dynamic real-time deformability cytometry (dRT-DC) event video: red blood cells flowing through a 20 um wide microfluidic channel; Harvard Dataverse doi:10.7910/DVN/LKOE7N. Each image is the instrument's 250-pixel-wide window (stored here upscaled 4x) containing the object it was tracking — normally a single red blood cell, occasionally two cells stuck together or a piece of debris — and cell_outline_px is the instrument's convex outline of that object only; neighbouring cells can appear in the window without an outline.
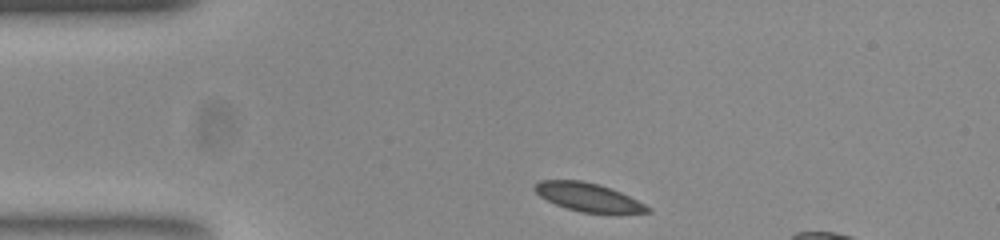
{"species": "common noctule bat (a hibernating species)", "species_latin": "Nyctalus noctula", "temperature_condition": "room temperature", "stored_images_in_passage": 36, "camera_frame_rate_fps": 3000, "um_per_image_px": 0.085, "animal": {"sex": "female", "body_mass_g": 23.0, "forearm_length_mm": 53.4}, "frame": {"image": 1, "passage_image": 1, "time_ms": 0.0, "image_size_px": [1000, 240], "cell_outline_px": [[652, 212], [580, 212], [556, 204], [540, 196], [532, 188], [540, 180], [580, 180], [600, 184], [620, 192], [652, 208]], "centroid_in_image_um": [49.96, 16.74], "position_along_channel_um": 35.0, "area_um2": 18.21}}
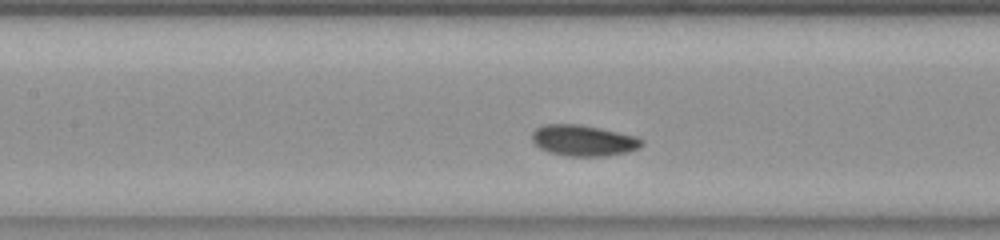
{"frame": {"image": 2, "passage_image": 14, "time_ms": 4.333, "image_size_px": [1000, 240], "cell_outline_px": [[644, 144], [640, 148], [628, 152], [604, 156], [568, 156], [548, 152], [540, 148], [532, 140], [532, 132], [536, 128], [544, 124], [580, 124], [636, 136], [644, 140]], "centroid_in_image_um": [49.6, 11.94], "position_along_channel_um": 157.8, "area_um2": 19.88}}
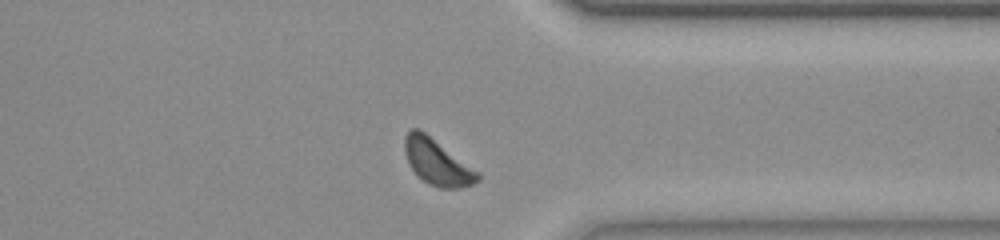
{"frame": {"image": 3, "passage_image": 32, "time_ms": 10.333, "image_size_px": [1000, 240], "cell_outline_px": [[480, 180], [472, 184], [460, 188], [440, 188], [428, 184], [412, 168], [404, 152], [404, 136], [412, 128], [420, 128], [480, 172]], "centroid_in_image_um": [37.18, 13.76], "position_along_channel_um": 374.2, "area_um2": 19.48}, "authors_computed_cell_mechanics": {"area_um2": 19.2185, "velocity_mm_per_s": 3.6944, "shape_relaxation_time_tau1_ms": 0.9821, "shape_relaxation_time_tau2_ms": 4.0718, "deformation_change_tau1": 0.0482, "deformation_change_tau2": 0.0442}}